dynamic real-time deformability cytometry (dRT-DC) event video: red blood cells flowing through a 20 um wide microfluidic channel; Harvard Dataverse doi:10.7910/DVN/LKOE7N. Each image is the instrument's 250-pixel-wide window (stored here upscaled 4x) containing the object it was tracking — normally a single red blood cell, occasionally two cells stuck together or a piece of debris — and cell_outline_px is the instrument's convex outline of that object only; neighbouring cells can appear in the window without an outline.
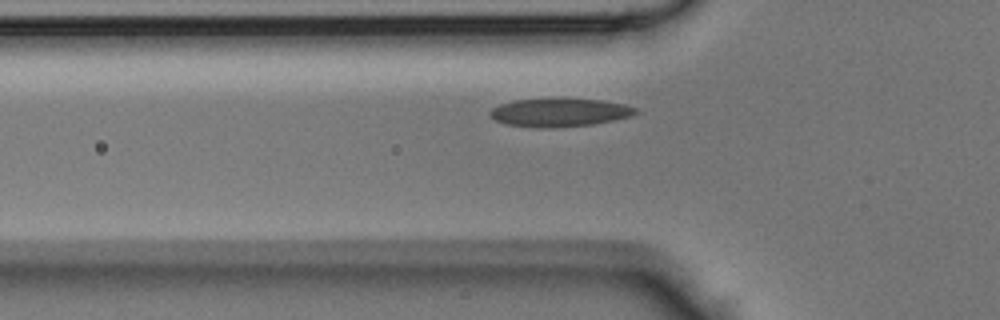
{"species": "Egyptian fruit bat (a non-hibernating species)", "species_latin": "Rousettus aegyptiacus", "temperature_condition": "room temperature", "stored_images_in_passage": 32, "camera_frame_rate_fps": 3000, "um_per_image_px": 0.085, "animal": {"sex": "male"}, "frame": {"image": 1, "passage_image": 5, "time_ms": 1.333, "image_size_px": [1000, 320], "cell_outline_px": [[640, 112], [632, 116], [592, 124], [552, 128], [536, 128], [504, 124], [496, 120], [488, 112], [492, 108], [500, 104], [516, 100], [600, 100], [624, 104], [636, 108]], "centroid_in_image_um": [47.56, 9.59], "position_along_channel_um": 78.2, "area_um2": 23.52}}
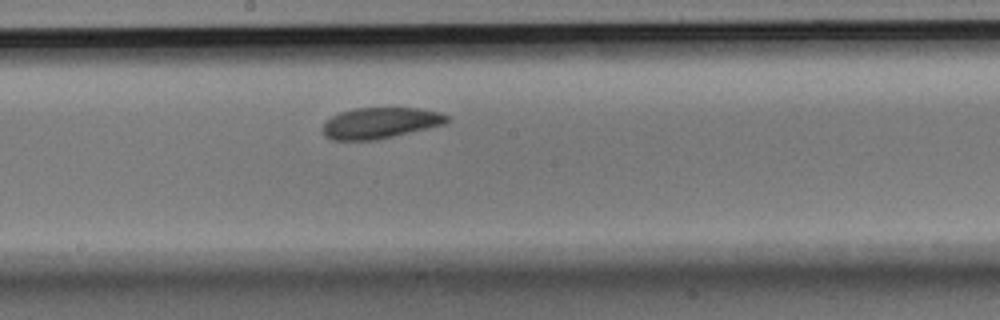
{"frame": {"image": 2, "passage_image": 14, "time_ms": 4.333, "image_size_px": [1000, 320], "cell_outline_px": [[448, 120], [444, 124], [428, 128], [376, 140], [332, 140], [324, 136], [324, 120], [340, 112], [356, 108], [420, 108], [440, 112], [448, 116]], "centroid_in_image_um": [32.3, 10.45], "position_along_channel_um": 215.9, "area_um2": 22.37}}
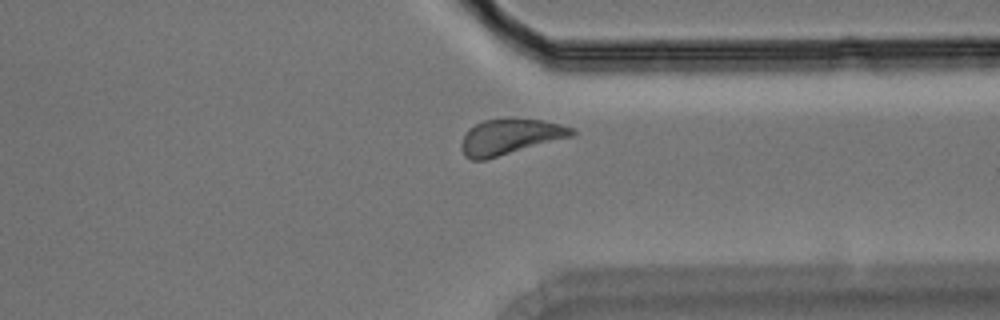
{"frame": {"image": 3, "passage_image": 24, "time_ms": 7.667, "image_size_px": [1000, 320], "cell_outline_px": [[576, 132], [572, 136], [484, 160], [472, 160], [464, 156], [460, 148], [460, 144], [468, 128], [484, 120], [508, 116], [512, 116], [544, 120], [576, 128]], "centroid_in_image_um": [43.34, 11.58], "position_along_channel_um": 368.1, "area_um2": 23.41}}